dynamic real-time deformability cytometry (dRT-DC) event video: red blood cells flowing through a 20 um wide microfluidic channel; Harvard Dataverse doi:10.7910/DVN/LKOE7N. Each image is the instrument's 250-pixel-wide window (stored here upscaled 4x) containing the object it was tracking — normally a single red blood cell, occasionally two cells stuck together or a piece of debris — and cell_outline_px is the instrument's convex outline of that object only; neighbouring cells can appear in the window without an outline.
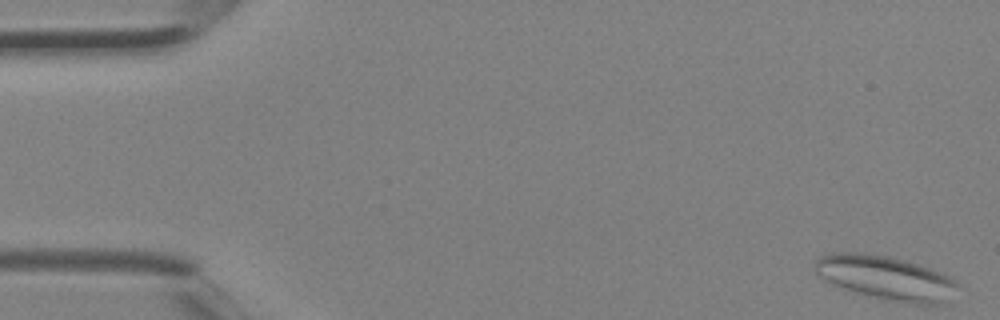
{"species": "Egyptian fruit bat (a non-hibernating species)", "species_latin": "Rousettus aegyptiacus", "temperature_condition": "room temperature", "stored_images_in_passage": 4, "camera_frame_rate_fps": 3000, "um_per_image_px": 0.085, "animal": {"sex": "female"}, "frame": {"image": 1, "passage_image": 1, "time_ms": 0.0, "image_size_px": [1000, 320], "cell_outline_px": [[960, 284], [940, 304], [912, 304], [884, 300], [844, 288], [820, 276], [812, 268], [816, 260], [820, 256], [828, 252], [860, 252], [888, 256], [916, 264], [952, 276]], "centroid_in_image_um": [75.27, 23.59], "position_along_channel_um": 9.7, "area_um2": 36.24}}